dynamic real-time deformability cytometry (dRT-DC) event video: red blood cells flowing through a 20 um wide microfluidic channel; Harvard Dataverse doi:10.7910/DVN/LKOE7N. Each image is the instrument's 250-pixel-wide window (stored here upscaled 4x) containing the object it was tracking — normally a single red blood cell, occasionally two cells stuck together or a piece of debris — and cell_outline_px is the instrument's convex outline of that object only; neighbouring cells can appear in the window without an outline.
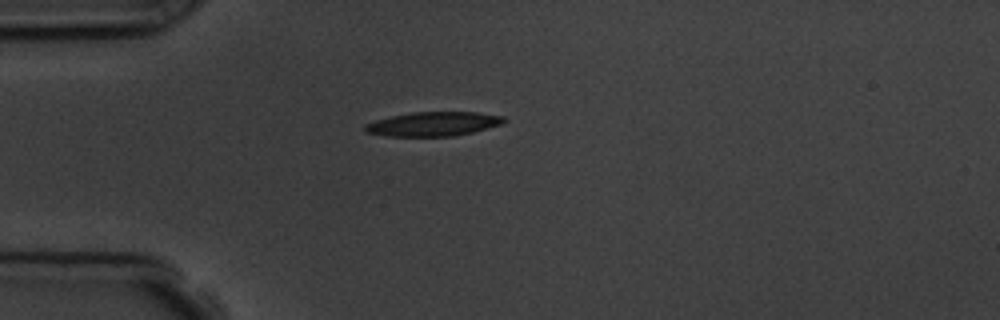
{"species": "common noctule bat (a hibernating species)", "species_latin": "Nyctalus noctula", "temperature_condition": "room temperature", "stored_images_in_passage": 1, "camera_frame_rate_fps": 3000, "um_per_image_px": 0.085, "animal": {"sex": "male", "body_mass_g": 19.5, "forearm_length_mm": 54.6}, "frame": {"image": 1, "passage_image": 1, "time_ms": 0.0, "image_size_px": [1000, 320], "cell_outline_px": [[508, 120], [500, 124], [472, 132], [452, 136], [388, 136], [364, 132], [364, 124], [376, 120], [392, 116], [412, 112], [476, 112], [504, 116]], "centroid_in_image_um": [36.81, 10.53], "position_along_channel_um": 48.2, "area_um2": 19.48}}